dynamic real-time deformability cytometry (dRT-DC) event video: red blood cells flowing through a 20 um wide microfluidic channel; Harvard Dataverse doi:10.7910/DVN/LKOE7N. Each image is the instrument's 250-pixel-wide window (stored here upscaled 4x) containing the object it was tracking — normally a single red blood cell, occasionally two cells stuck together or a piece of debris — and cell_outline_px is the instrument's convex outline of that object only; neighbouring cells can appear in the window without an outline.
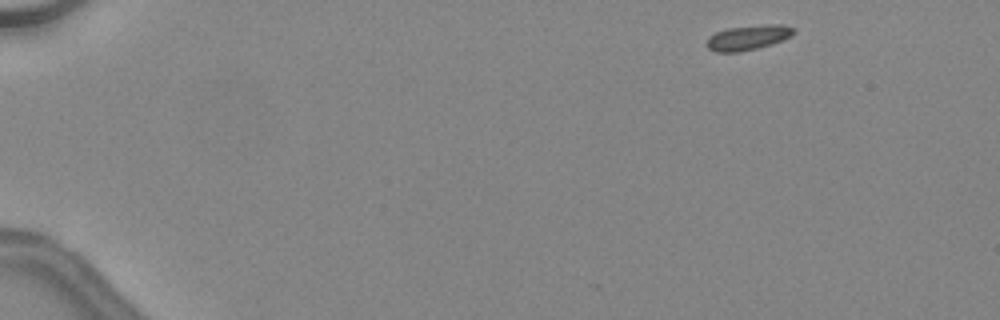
{"species": "common noctule bat (a hibernating species)", "species_latin": "Nyctalus noctula", "temperature_condition": "warm", "stored_images_in_passage": 42, "camera_frame_rate_fps": 3000, "um_per_image_px": 0.085, "animal": {"sex": "female", "body_mass_g": 24.6, "forearm_length_mm": 56.2}, "frame": {"image": 1, "passage_image": 1, "time_ms": 0.0, "image_size_px": [1000, 320], "cell_outline_px": [[796, 32], [792, 36], [772, 44], [740, 52], [716, 52], [708, 48], [708, 36], [716, 32], [728, 28], [768, 24], [784, 24], [796, 28]], "centroid_in_image_um": [63.64, 3.18], "position_along_channel_um": 21.4, "area_um2": 12.66}}
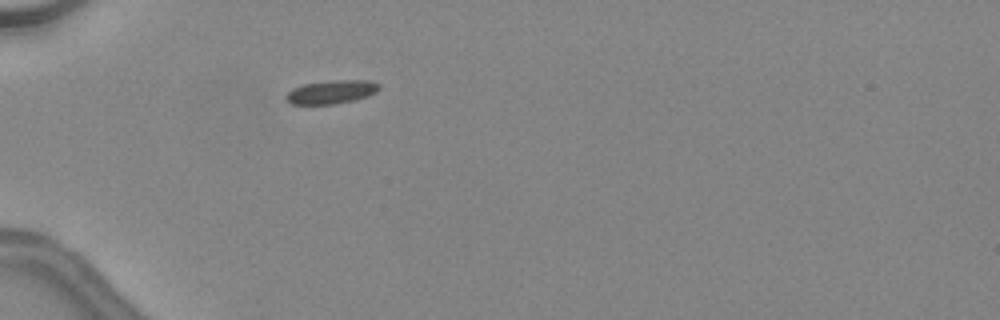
{"frame": {"image": 2, "passage_image": 11, "time_ms": 3.333, "image_size_px": [1000, 320], "cell_outline_px": [[380, 88], [376, 92], [368, 96], [356, 100], [336, 104], [292, 104], [284, 100], [284, 96], [292, 88], [304, 84], [336, 80], [368, 80], [380, 84]], "centroid_in_image_um": [28.16, 7.82], "position_along_channel_um": 56.8, "area_um2": 12.89}}
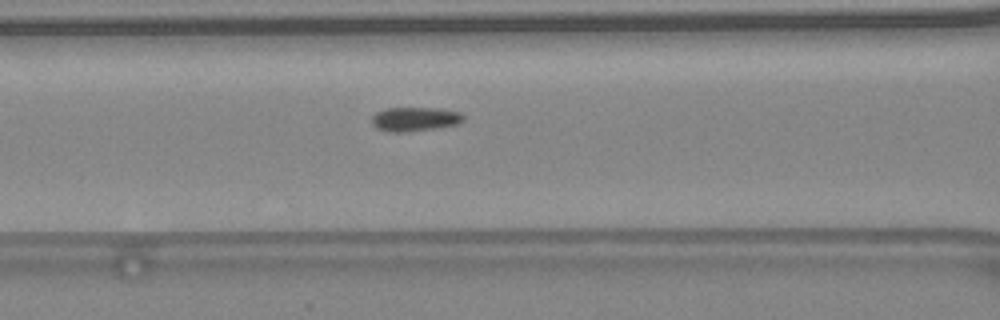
{"frame": {"image": 3, "passage_image": 17, "time_ms": 5.333, "image_size_px": [1000, 320], "cell_outline_px": [[464, 120], [456, 124], [432, 128], [404, 132], [388, 132], [376, 128], [372, 124], [372, 116], [376, 112], [384, 108], [440, 108], [460, 112], [464, 116]], "centroid_in_image_um": [35.22, 10.11], "position_along_channel_um": 131.4, "area_um2": 12.83}}